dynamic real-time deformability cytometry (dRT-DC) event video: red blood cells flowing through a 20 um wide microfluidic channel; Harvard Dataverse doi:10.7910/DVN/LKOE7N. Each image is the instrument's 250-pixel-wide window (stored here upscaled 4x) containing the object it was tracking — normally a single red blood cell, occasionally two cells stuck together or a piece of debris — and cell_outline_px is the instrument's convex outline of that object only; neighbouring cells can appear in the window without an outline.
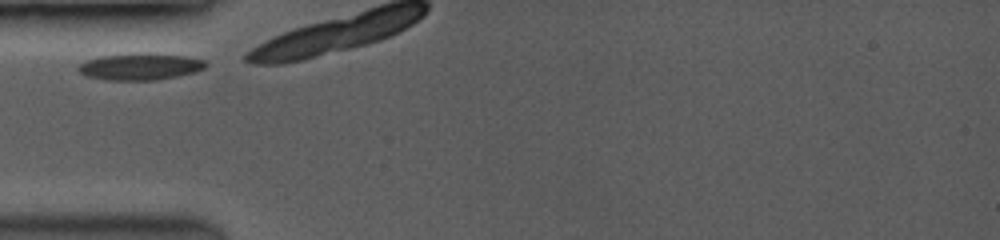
{"species": "common noctule bat (a hibernating species)", "species_latin": "Nyctalus noctula", "temperature_condition": "room temperature", "stored_images_in_passage": 17, "camera_frame_rate_fps": 3500, "um_per_image_px": 0.085, "animal": {"sex": "female", "body_mass_g": 19.0, "forearm_length_mm": 53.3}, "frame": {"image": 1, "passage_image": 1, "time_ms": 0.0, "image_size_px": [1000, 240], "cell_outline_px": [[208, 64], [204, 68], [196, 72], [156, 80], [108, 80], [88, 76], [80, 72], [76, 68], [80, 64], [88, 60], [100, 56], [144, 52], [148, 52], [188, 56], [204, 60]], "centroid_in_image_um": [11.95, 5.64], "position_along_channel_um": 73.0, "area_um2": 19.94}}